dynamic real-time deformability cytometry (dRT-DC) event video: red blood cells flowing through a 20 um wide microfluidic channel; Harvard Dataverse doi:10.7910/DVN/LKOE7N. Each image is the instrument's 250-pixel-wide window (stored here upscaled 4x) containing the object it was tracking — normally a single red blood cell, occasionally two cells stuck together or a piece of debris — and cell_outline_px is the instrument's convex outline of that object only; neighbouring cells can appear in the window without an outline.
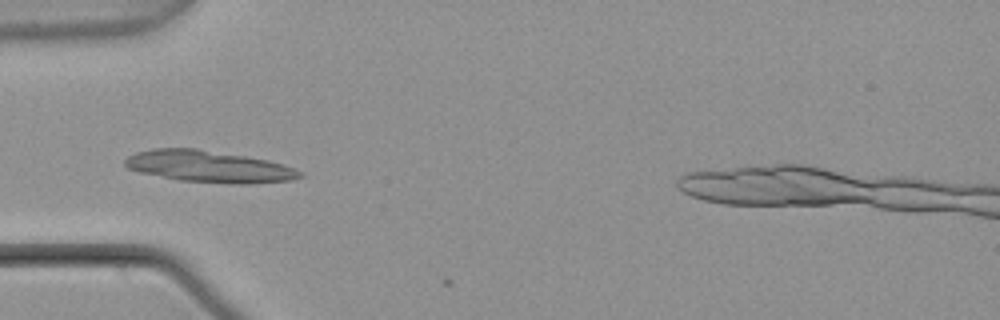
{"species": "common noctule bat (a hibernating species)", "species_latin": "Nyctalus noctula", "temperature_condition": "warm", "stored_images_in_passage": 17, "camera_frame_rate_fps": 3000, "um_per_image_px": 0.085, "animal": {"sex": "male", "body_mass_g": 21.5, "forearm_length_mm": 52.0}, "frame": {"image": 1, "passage_image": 16, "time_ms": 5.0, "image_size_px": [1000, 320], "cell_outline_px": [[304, 176], [292, 180], [248, 184], [232, 184], [180, 180], [140, 172], [128, 168], [124, 164], [124, 160], [128, 156], [136, 152], [156, 148], [196, 148], [268, 160], [284, 164], [304, 172]], "centroid_in_image_um": [17.8, 14.16], "position_along_channel_um": 67.2, "area_um2": 32.31}}